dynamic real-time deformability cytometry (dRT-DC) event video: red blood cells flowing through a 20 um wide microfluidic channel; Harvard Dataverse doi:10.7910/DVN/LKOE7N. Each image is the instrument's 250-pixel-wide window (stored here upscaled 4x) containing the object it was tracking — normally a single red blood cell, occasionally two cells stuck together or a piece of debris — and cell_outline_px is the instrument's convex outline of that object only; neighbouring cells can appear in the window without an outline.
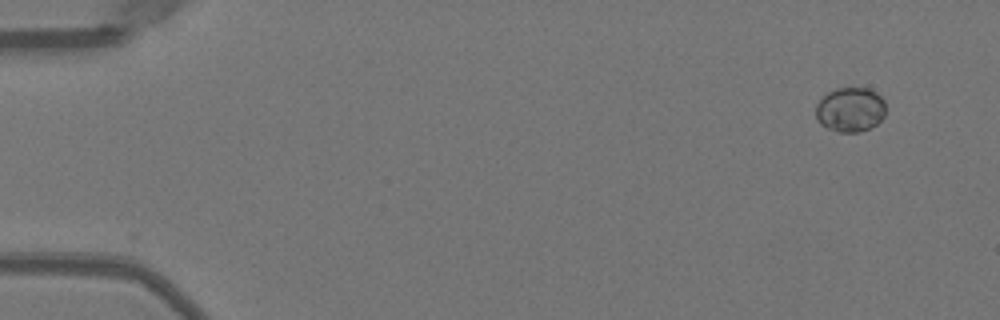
{"species": "Egyptian fruit bat (a non-hibernating species)", "species_latin": "Rousettus aegyptiacus", "temperature_condition": "warm", "stored_images_in_passage": 49, "camera_frame_rate_fps": 3000, "um_per_image_px": 0.085, "animal": {"sex": "female"}, "frame": {"image": 1, "passage_image": 1, "time_ms": 0.0, "image_size_px": [1000, 320], "cell_outline_px": [[884, 116], [876, 124], [860, 132], [836, 132], [820, 124], [816, 116], [816, 104], [828, 92], [836, 88], [868, 88], [876, 92], [884, 100]], "centroid_in_image_um": [72.26, 9.32], "position_along_channel_um": 12.7, "area_um2": 18.09}}
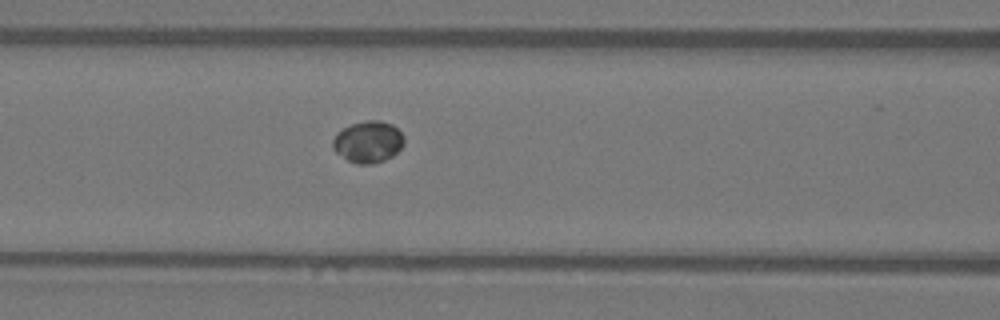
{"frame": {"image": 2, "passage_image": 20, "time_ms": 6.333, "image_size_px": [1000, 320], "cell_outline_px": [[404, 144], [392, 156], [384, 160], [372, 164], [356, 164], [348, 160], [336, 152], [332, 148], [332, 140], [344, 128], [352, 124], [364, 120], [380, 120], [392, 124], [404, 136]], "centroid_in_image_um": [31.3, 12.06], "position_along_channel_um": 135.3, "area_um2": 17.17}}
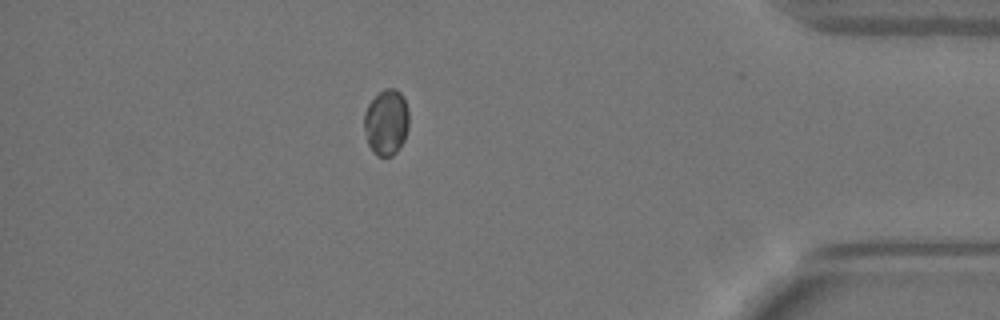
{"frame": {"image": 3, "passage_image": 43, "time_ms": 14.0, "image_size_px": [1000, 320], "cell_outline_px": [[408, 128], [404, 140], [400, 148], [392, 156], [376, 156], [372, 152], [368, 144], [364, 128], [364, 112], [368, 104], [384, 88], [396, 88], [404, 96], [408, 108]], "centroid_in_image_um": [32.84, 10.39], "position_along_channel_um": 402.4, "area_um2": 17.4}}